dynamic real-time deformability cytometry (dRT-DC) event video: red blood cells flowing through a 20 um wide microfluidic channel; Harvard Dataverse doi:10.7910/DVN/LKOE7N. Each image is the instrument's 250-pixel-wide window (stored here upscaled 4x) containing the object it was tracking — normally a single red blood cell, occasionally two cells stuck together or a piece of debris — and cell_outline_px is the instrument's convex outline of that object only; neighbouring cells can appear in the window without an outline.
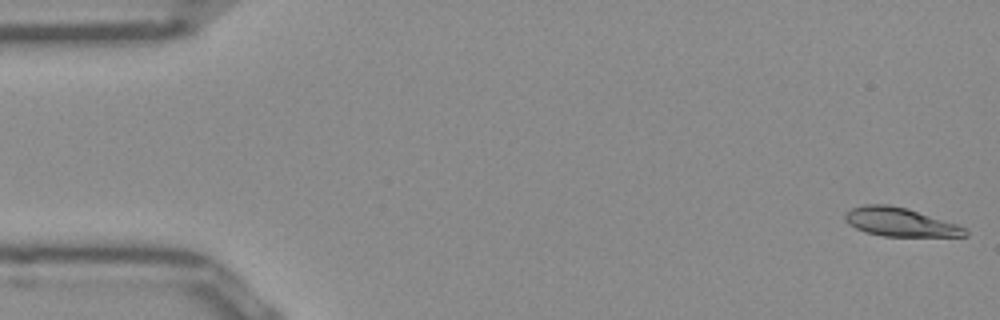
{"species": "Egyptian fruit bat (a non-hibernating species)", "species_latin": "Rousettus aegyptiacus", "temperature_condition": "room temperature", "stored_images_in_passage": 52, "camera_frame_rate_fps": 3000, "um_per_image_px": 0.085, "frame": {"image": 1, "passage_image": 1, "time_ms": 0.0, "image_size_px": [1000, 320], "cell_outline_px": [[968, 236], [884, 236], [864, 232], [848, 224], [844, 220], [844, 212], [852, 208], [864, 204], [888, 204], [908, 208], [956, 224], [964, 228], [968, 232]], "centroid_in_image_um": [76.45, 18.87], "position_along_channel_um": 8.5, "area_um2": 20.06}}
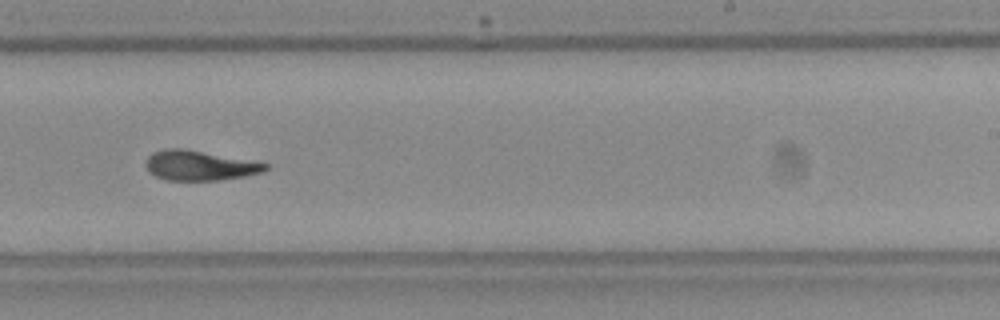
{"frame": {"image": 2, "passage_image": 31, "time_ms": 10.0, "image_size_px": [1000, 320], "cell_outline_px": [[268, 168], [264, 172], [244, 176], [216, 180], [168, 180], [156, 176], [148, 172], [144, 164], [148, 156], [152, 152], [168, 148], [180, 148], [268, 164]], "centroid_in_image_um": [16.89, 14.08], "position_along_channel_um": 272.1, "area_um2": 20.4}}
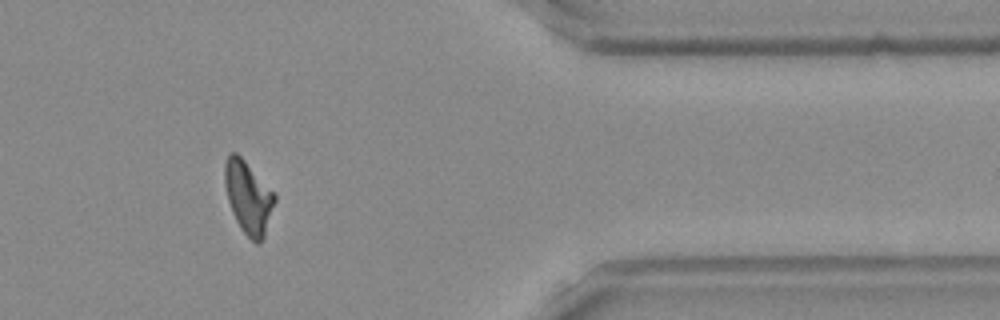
{"frame": {"image": 3, "passage_image": 42, "time_ms": 13.667, "image_size_px": [1000, 320], "cell_outline_px": [[276, 200], [264, 236], [256, 244], [240, 228], [232, 212], [228, 200], [224, 180], [224, 164], [228, 156], [232, 152], [236, 152], [244, 160], [276, 196]], "centroid_in_image_um": [21.08, 16.77], "position_along_channel_um": 390.3, "area_um2": 20.58}, "authors_computed_cell_mechanics": {"area_um2": 20.8947, "velocity_mm_per_s": 3.9369, "shape_relaxation_time_tau1_ms": null, "shape_relaxation_time_tau2_ms": 5.3472, "deformation_change_tau1": null, "deformation_change_tau2": 0.1124}}